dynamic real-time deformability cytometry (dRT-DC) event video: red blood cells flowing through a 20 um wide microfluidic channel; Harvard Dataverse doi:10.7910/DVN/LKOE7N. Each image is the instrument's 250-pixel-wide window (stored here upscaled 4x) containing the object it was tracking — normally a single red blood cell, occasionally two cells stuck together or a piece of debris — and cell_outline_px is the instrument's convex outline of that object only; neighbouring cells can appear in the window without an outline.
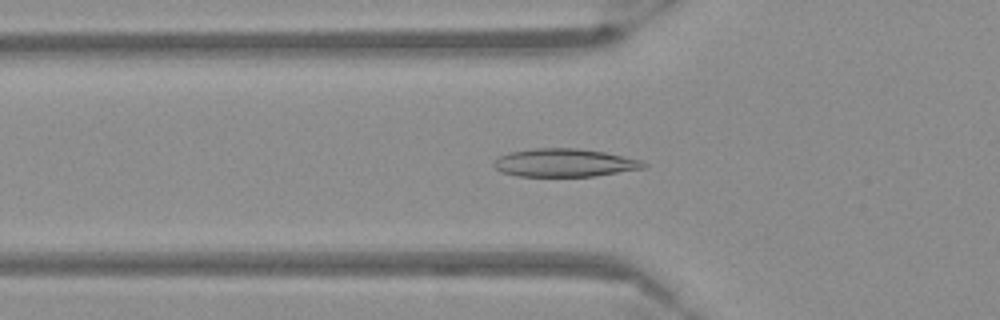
{"species": "Egyptian fruit bat (a non-hibernating species)", "species_latin": "Rousettus aegyptiacus", "temperature_condition": "warm", "stored_images_in_passage": 54, "camera_frame_rate_fps": 3000, "um_per_image_px": 0.085, "frame": {"image": 1, "passage_image": 19, "time_ms": 6.0, "image_size_px": [1000, 320], "cell_outline_px": [[648, 168], [592, 176], [520, 176], [500, 172], [492, 164], [500, 156], [508, 152], [532, 148], [576, 148], [604, 152], [640, 160], [648, 164]], "centroid_in_image_um": [47.98, 13.83], "position_along_channel_um": 77.8, "area_um2": 24.51}}
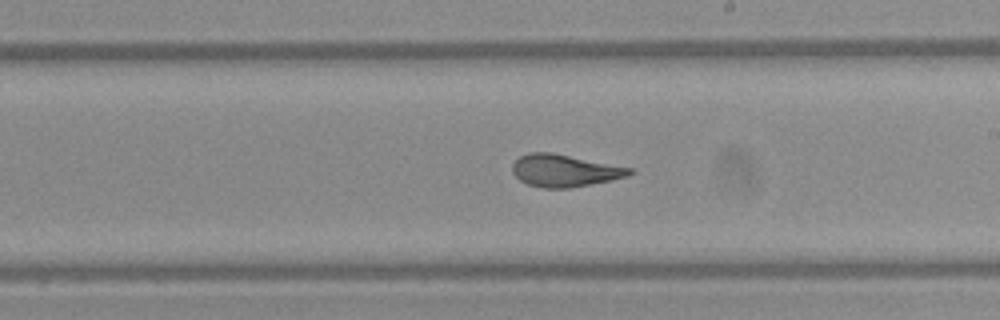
{"frame": {"image": 2, "passage_image": 32, "time_ms": 10.333, "image_size_px": [1000, 320], "cell_outline_px": [[636, 172], [628, 176], [612, 180], [568, 188], [544, 188], [528, 184], [520, 180], [512, 172], [512, 164], [520, 156], [528, 152], [552, 152], [632, 168]], "centroid_in_image_um": [47.99, 14.49], "position_along_channel_um": 241.0, "area_um2": 22.02}}
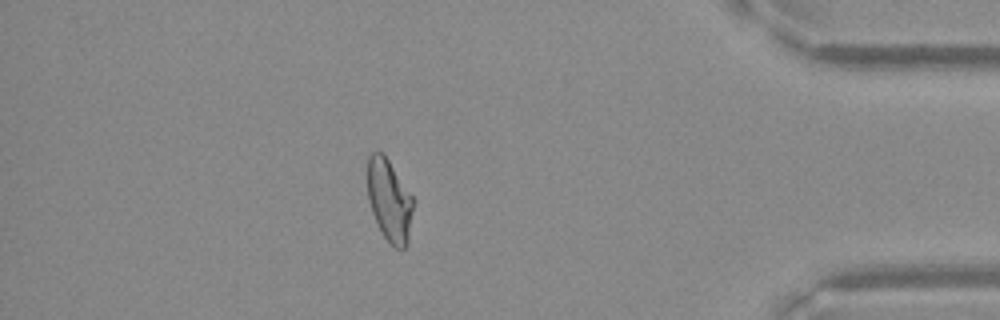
{"frame": {"image": 3, "passage_image": 48, "time_ms": 15.667, "image_size_px": [1000, 320], "cell_outline_px": [[416, 200], [408, 244], [404, 248], [396, 248], [384, 236], [372, 212], [368, 200], [368, 156], [372, 152], [384, 152]], "centroid_in_image_um": [33.15, 17.0], "position_along_channel_um": 402.1, "area_um2": 22.31}}